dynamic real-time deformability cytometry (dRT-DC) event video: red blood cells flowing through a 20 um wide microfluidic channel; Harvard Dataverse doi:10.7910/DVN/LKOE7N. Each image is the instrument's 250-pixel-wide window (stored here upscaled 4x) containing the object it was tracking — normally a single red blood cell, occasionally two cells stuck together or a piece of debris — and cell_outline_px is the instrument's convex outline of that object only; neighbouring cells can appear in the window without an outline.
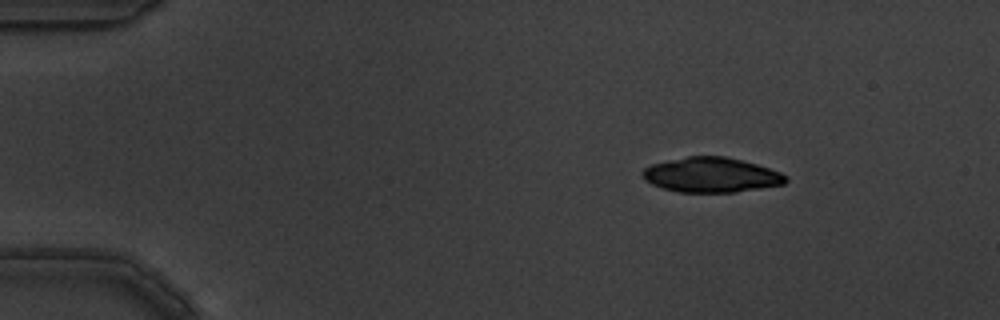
{"species": "common noctule bat (a hibernating species)", "species_latin": "Nyctalus noctula", "temperature_condition": "warm", "stored_images_in_passage": 4, "camera_frame_rate_fps": 3000, "um_per_image_px": 0.085, "animal": {"sex": "male", "body_mass_g": 19.5, "forearm_length_mm": 54.6}, "frame": {"image": 1, "passage_image": 1, "time_ms": 0.0, "image_size_px": [1000, 320], "cell_outline_px": [[788, 180], [784, 184], [736, 192], [680, 192], [664, 188], [652, 184], [644, 180], [640, 172], [644, 168], [652, 164], [668, 160], [688, 156], [724, 156], [756, 164], [780, 172], [788, 176]], "centroid_in_image_um": [60.44, 14.87], "position_along_channel_um": 24.6, "area_um2": 29.02}}